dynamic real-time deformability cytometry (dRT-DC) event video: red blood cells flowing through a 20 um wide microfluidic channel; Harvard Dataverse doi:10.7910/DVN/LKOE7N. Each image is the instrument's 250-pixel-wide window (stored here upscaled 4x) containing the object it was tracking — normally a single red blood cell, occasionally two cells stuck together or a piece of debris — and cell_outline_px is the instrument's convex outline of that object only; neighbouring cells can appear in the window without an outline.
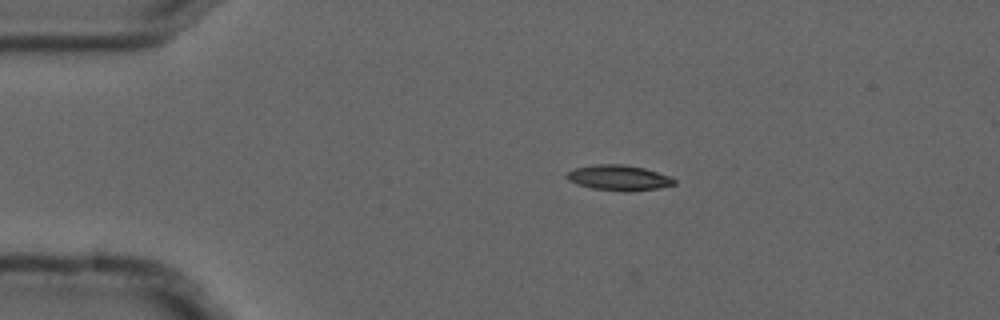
{"species": "common noctule bat (a hibernating species)", "species_latin": "Nyctalus noctula", "temperature_condition": "cold", "stored_images_in_passage": 3, "camera_frame_rate_fps": 3000, "um_per_image_px": 0.085, "animal": {"sex": "male", "forearm_length_mm": 52.5}, "frame": {"image": 1, "passage_image": 1, "time_ms": 0.0, "image_size_px": [1000, 320], "cell_outline_px": [[676, 184], [660, 188], [628, 192], [624, 192], [592, 188], [576, 184], [568, 180], [564, 176], [568, 172], [576, 168], [592, 164], [624, 164], [644, 168], [668, 176], [676, 180]], "centroid_in_image_um": [52.58, 15.12], "position_along_channel_um": 32.4, "area_um2": 16.01}}
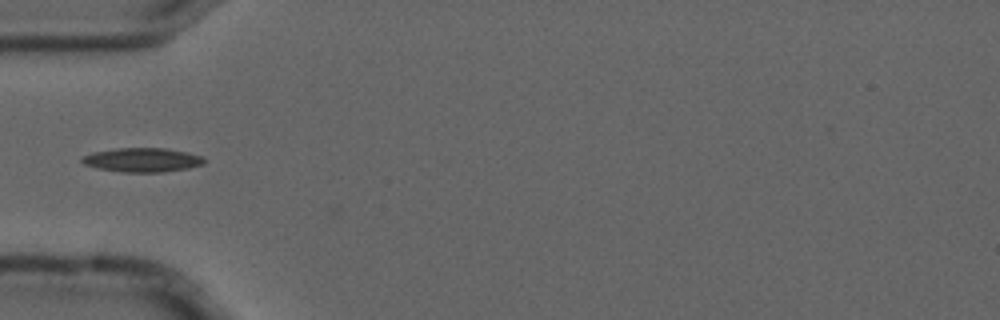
{"frame": {"image": 2, "passage_image": 3, "time_ms": 0.667, "image_size_px": [1000, 320], "cell_outline_px": [[204, 164], [188, 168], [164, 172], [120, 172], [96, 168], [84, 164], [80, 160], [84, 156], [92, 152], [116, 148], [164, 148], [184, 152], [200, 156], [204, 160]], "centroid_in_image_um": [12.04, 13.6], "position_along_channel_um": 73.0, "area_um2": 17.05}}